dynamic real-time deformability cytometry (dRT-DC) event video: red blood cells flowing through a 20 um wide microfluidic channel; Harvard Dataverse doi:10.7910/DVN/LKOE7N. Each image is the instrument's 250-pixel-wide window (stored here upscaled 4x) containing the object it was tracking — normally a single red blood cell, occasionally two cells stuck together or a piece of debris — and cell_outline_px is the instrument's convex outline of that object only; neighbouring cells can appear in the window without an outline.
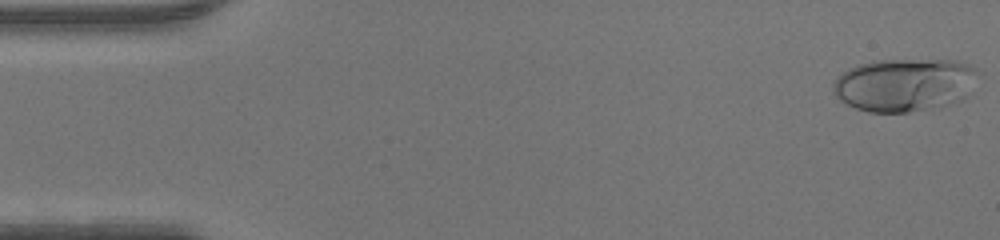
{"species": "human", "species_latin": "Homo sapiens", "temperature_condition": "warm", "stored_images_in_passage": 47, "camera_frame_rate_fps": 3000, "um_per_image_px": 0.085, "donor": {"sex": "male"}, "frame": {"image": 1, "passage_image": 1, "time_ms": 0.0, "image_size_px": [1000, 240], "cell_outline_px": [[976, 68], [964, 100], [940, 108], [908, 112], [868, 112], [844, 104], [832, 92], [832, 84], [848, 68], [856, 64], [872, 60], [956, 60], [968, 64]], "centroid_in_image_um": [76.82, 7.22], "position_along_channel_um": 8.2, "area_um2": 44.97}}
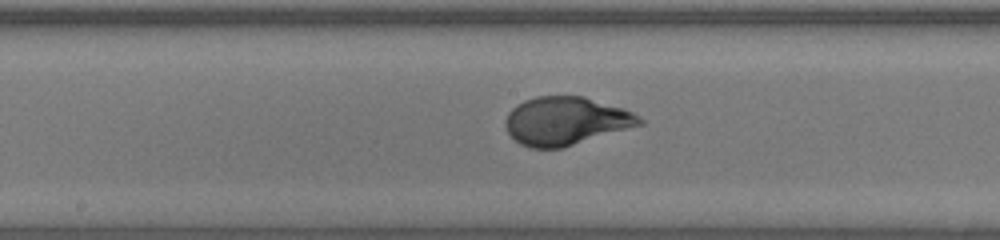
{"frame": {"image": 2, "passage_image": 24, "time_ms": 7.667, "image_size_px": [1000, 240], "cell_outline_px": [[644, 124], [560, 148], [528, 148], [520, 144], [508, 132], [504, 124], [504, 120], [508, 112], [516, 104], [524, 100], [536, 96], [584, 96], [624, 108], [640, 116], [644, 120]], "centroid_in_image_um": [48.08, 10.27], "position_along_channel_um": 200.1, "area_um2": 37.74}}
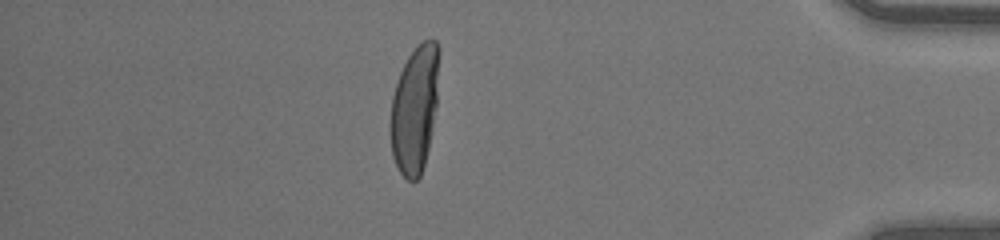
{"frame": {"image": 3, "passage_image": 41, "time_ms": 13.333, "image_size_px": [1000, 240], "cell_outline_px": [[440, 52], [436, 108], [428, 148], [424, 164], [420, 176], [416, 180], [408, 180], [400, 172], [392, 156], [388, 128], [388, 124], [392, 96], [400, 72], [408, 56], [424, 40], [436, 40], [440, 48]], "centroid_in_image_um": [35.23, 9.27], "position_along_channel_um": 400.0, "area_um2": 36.41}}